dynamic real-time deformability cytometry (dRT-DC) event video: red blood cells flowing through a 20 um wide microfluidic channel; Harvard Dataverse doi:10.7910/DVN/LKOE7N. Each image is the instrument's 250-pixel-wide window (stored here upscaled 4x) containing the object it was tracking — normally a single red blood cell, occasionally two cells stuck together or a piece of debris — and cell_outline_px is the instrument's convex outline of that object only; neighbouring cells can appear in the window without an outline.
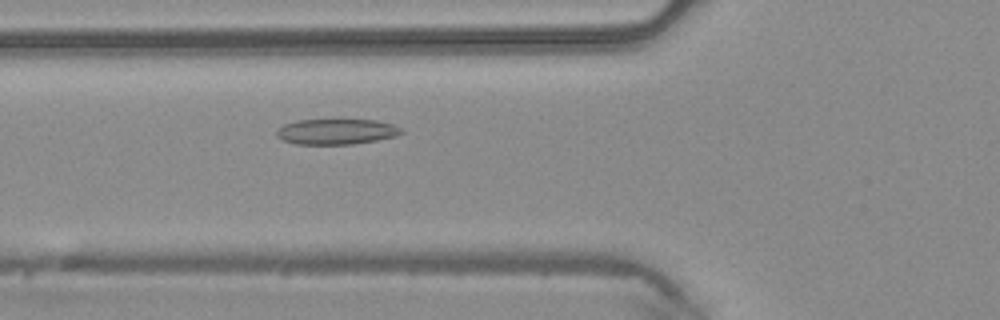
{"species": "common noctule bat (a hibernating species)", "species_latin": "Nyctalus noctula", "temperature_condition": "warm", "stored_images_in_passage": 45, "camera_frame_rate_fps": 3000, "um_per_image_px": 0.085, "animal": {"sex": "male", "body_mass_g": 20.4}, "frame": {"image": 1, "passage_image": 15, "time_ms": 4.667, "image_size_px": [1000, 320], "cell_outline_px": [[404, 132], [396, 136], [376, 140], [352, 144], [296, 144], [284, 140], [276, 136], [276, 132], [284, 124], [300, 120], [336, 116], [376, 120], [392, 124], [400, 128]], "centroid_in_image_um": [28.61, 11.13], "position_along_channel_um": 97.2, "area_um2": 19.42}}
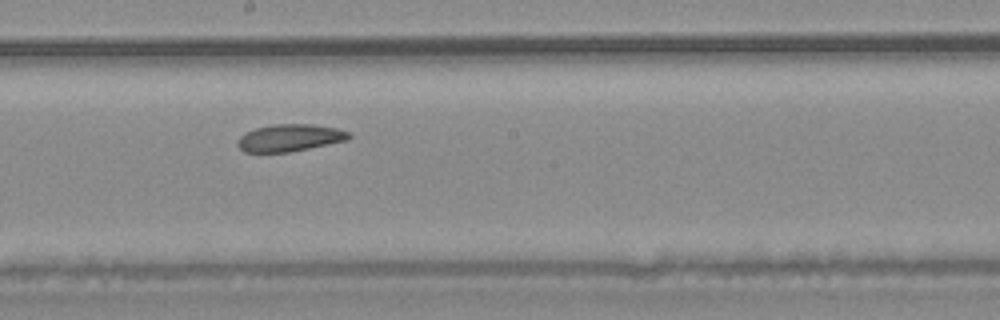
{"frame": {"image": 2, "passage_image": 24, "time_ms": 7.667, "image_size_px": [1000, 320], "cell_outline_px": [[352, 136], [348, 140], [288, 152], [244, 152], [236, 144], [240, 136], [256, 128], [272, 124], [312, 124], [336, 128], [348, 132]], "centroid_in_image_um": [24.63, 11.71], "position_along_channel_um": 223.6, "area_um2": 17.46}}
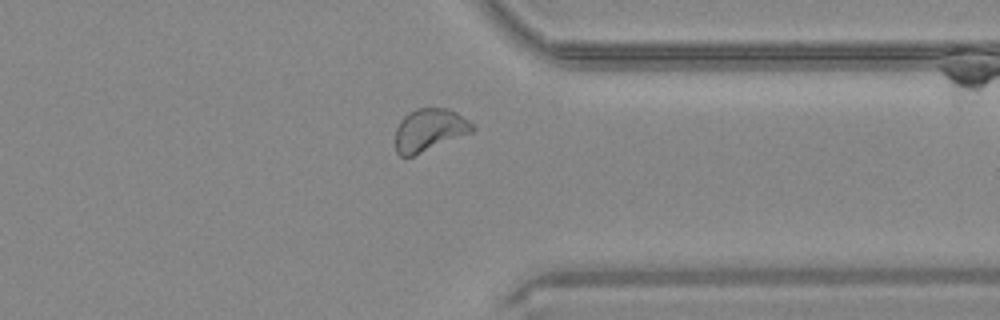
{"frame": {"image": 3, "passage_image": 35, "time_ms": 11.333, "image_size_px": [1000, 320], "cell_outline_px": [[476, 128], [472, 132], [412, 156], [400, 156], [396, 152], [396, 128], [400, 120], [408, 112], [416, 108], [448, 108], [456, 112], [468, 120]], "centroid_in_image_um": [36.49, 11.03], "position_along_channel_um": 374.9, "area_um2": 18.96}, "authors_computed_cell_mechanics": {"area_um2": 19.4208, "velocity_mm_per_s": 4.1972, "shape_relaxation_time_tau1_ms": null, "shape_relaxation_time_tau2_ms": 3.348, "deformation_change_tau1": null, "deformation_change_tau2": 0.0937}}